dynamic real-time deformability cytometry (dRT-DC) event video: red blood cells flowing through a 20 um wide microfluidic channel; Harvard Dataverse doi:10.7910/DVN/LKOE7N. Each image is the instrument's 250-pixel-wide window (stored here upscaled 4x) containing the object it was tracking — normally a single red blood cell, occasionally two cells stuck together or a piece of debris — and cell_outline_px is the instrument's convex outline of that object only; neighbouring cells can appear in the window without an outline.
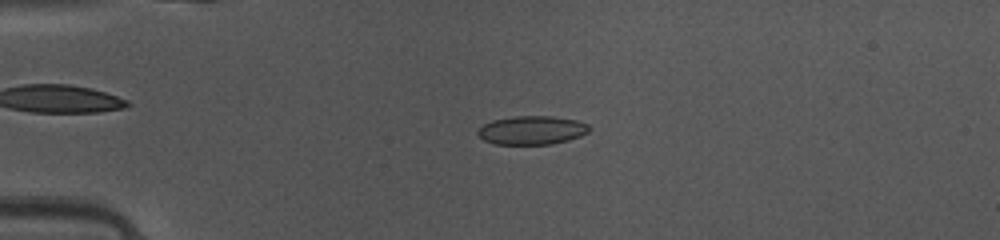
{"species": "common noctule bat (a hibernating species)", "species_latin": "Nyctalus noctula", "temperature_condition": "warm", "stored_images_in_passage": 33, "camera_frame_rate_fps": 3000, "um_per_image_px": 0.085, "animal": {"sex": "female", "body_mass_g": 10.0, "forearm_length_mm": 53.1}, "frame": {"image": 1, "passage_image": 1, "time_ms": 0.0, "image_size_px": [1000, 240], "cell_outline_px": [[592, 128], [588, 132], [580, 136], [568, 140], [552, 144], [496, 144], [484, 140], [476, 132], [484, 124], [492, 120], [516, 116], [552, 116], [576, 120], [588, 124]], "centroid_in_image_um": [45.23, 11.06], "position_along_channel_um": 39.8, "area_um2": 18.55}}
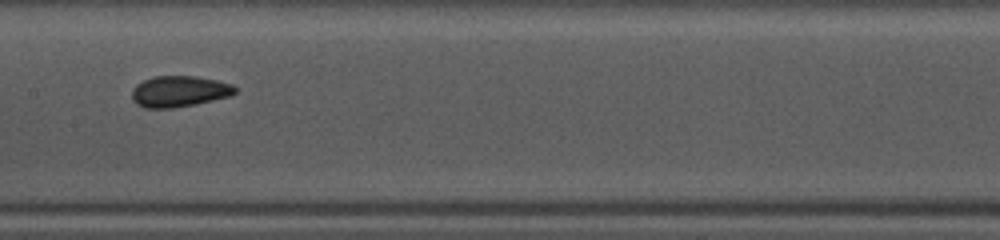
{"frame": {"image": 2, "passage_image": 14, "time_ms": 4.333, "image_size_px": [1000, 240], "cell_outline_px": [[236, 92], [232, 96], [196, 104], [172, 108], [144, 108], [136, 104], [132, 100], [132, 88], [136, 84], [152, 76], [192, 76], [216, 80], [232, 84], [236, 88]], "centroid_in_image_um": [15.22, 7.77], "position_along_channel_um": 192.2, "area_um2": 18.84}}
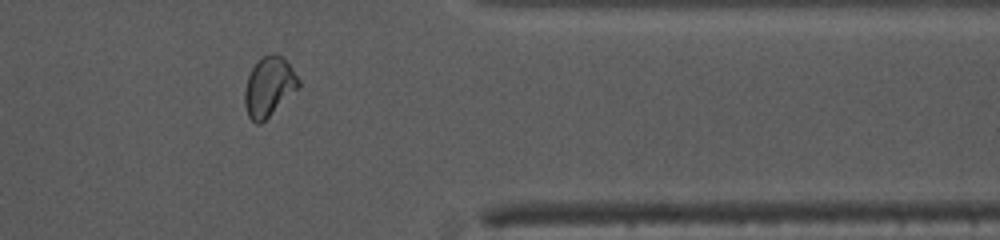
{"frame": {"image": 3, "passage_image": 29, "time_ms": 9.333, "image_size_px": [1000, 240], "cell_outline_px": [[300, 88], [260, 124], [256, 124], [248, 116], [244, 104], [244, 92], [248, 76], [252, 68], [260, 56], [272, 52], [280, 56], [292, 68], [300, 80]], "centroid_in_image_um": [22.86, 7.36], "position_along_channel_um": 388.5, "area_um2": 18.79}, "authors_computed_cell_mechanics": {"area_um2": 18.4382, "velocity_mm_per_s": 4.1342, "shape_relaxation_time_tau1_ms": null, "shape_relaxation_time_tau2_ms": 0.7238, "deformation_change_tau1": null, "deformation_change_tau2": 0.0309}}